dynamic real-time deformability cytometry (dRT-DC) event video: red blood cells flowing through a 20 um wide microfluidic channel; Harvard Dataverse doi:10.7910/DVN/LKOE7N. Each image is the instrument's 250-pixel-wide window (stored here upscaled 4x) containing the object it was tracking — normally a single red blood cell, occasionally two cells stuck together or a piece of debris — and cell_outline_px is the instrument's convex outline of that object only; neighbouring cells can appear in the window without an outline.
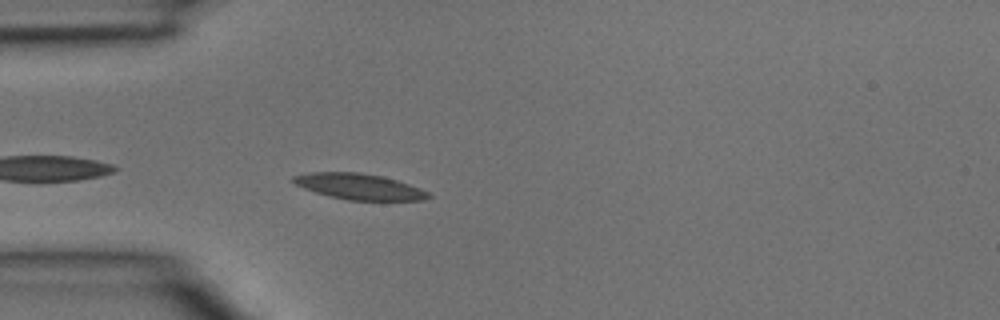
{"species": "common noctule bat (a hibernating species)", "species_latin": "Nyctalus noctula", "temperature_condition": "room temperature", "stored_images_in_passage": 4, "camera_frame_rate_fps": 3000, "um_per_image_px": 0.085, "animal": {"sex": "male", "body_mass_g": 15.6}, "frame": {"image": 1, "passage_image": 4, "time_ms": 1.0, "image_size_px": [1000, 320], "cell_outline_px": [[432, 196], [424, 200], [348, 200], [328, 196], [304, 188], [296, 184], [292, 180], [292, 176], [308, 172], [360, 172], [384, 176], [420, 188], [428, 192]], "centroid_in_image_um": [30.52, 15.85], "position_along_channel_um": 54.5, "area_um2": 20.35}}